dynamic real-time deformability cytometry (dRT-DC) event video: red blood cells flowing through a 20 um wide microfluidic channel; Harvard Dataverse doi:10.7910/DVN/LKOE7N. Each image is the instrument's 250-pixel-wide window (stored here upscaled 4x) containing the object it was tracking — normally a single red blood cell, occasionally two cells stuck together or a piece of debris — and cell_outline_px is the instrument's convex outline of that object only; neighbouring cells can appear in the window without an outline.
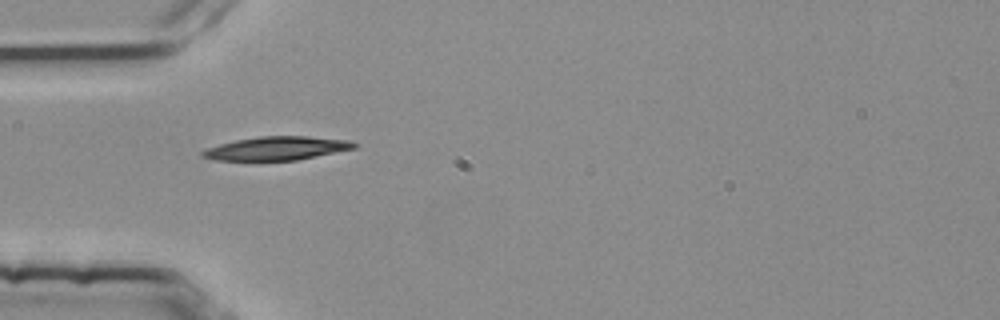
{"species": "common noctule bat (a hibernating species)", "species_latin": "Nyctalus noctula", "temperature_condition": "room temperature", "stored_images_in_passage": 22, "camera_frame_rate_fps": 3000, "um_per_image_px": 0.085, "animal": {"sex": "female", "body_mass_g": 25.1}, "frame": {"image": 1, "passage_image": 1, "time_ms": 0.0, "image_size_px": [1000, 320], "cell_outline_px": [[360, 144], [356, 148], [296, 160], [216, 160], [200, 156], [200, 152], [204, 148], [236, 140], [260, 136], [308, 136], [348, 140]], "centroid_in_image_um": [23.51, 12.6], "position_along_channel_um": 61.5, "area_um2": 20.81}, "authors_computed_cell_mechanics": {"area_um2": 21.4438, "velocity_mm_per_s": 3.7948, "shape_relaxation_time_tau1_ms": 2.5177, "shape_relaxation_time_tau2_ms": 8.4095, "deformation_change_tau1": 0.112, "deformation_change_tau2": 0.1916}}